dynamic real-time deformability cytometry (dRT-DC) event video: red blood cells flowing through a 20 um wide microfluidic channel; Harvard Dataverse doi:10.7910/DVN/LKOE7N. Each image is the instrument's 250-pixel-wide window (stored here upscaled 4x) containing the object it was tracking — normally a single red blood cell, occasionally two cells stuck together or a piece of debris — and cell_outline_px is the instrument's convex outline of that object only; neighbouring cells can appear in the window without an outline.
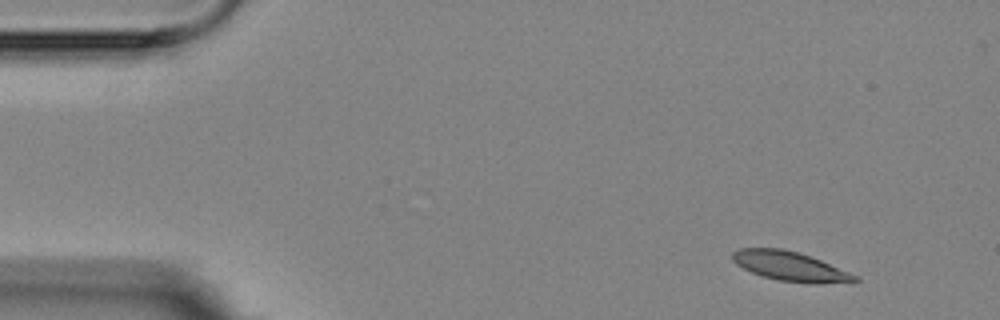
{"species": "Egyptian fruit bat (a non-hibernating species)", "species_latin": "Rousettus aegyptiacus", "temperature_condition": "room temperature", "stored_images_in_passage": 5, "segment_of_instrument_passage": [1, 2], "camera_frame_rate_fps": 3000, "um_per_image_px": 0.085, "animal": {"sex": "female"}, "frame": {"image": 1, "passage_image": 1, "time_ms": 0.0, "image_size_px": [1000, 320], "cell_outline_px": [[860, 280], [820, 284], [816, 284], [780, 280], [764, 276], [752, 272], [736, 264], [732, 260], [732, 252], [740, 248], [780, 248], [796, 252], [820, 260], [860, 276]], "centroid_in_image_um": [67.16, 22.63], "position_along_channel_um": 17.8, "area_um2": 20.63}}